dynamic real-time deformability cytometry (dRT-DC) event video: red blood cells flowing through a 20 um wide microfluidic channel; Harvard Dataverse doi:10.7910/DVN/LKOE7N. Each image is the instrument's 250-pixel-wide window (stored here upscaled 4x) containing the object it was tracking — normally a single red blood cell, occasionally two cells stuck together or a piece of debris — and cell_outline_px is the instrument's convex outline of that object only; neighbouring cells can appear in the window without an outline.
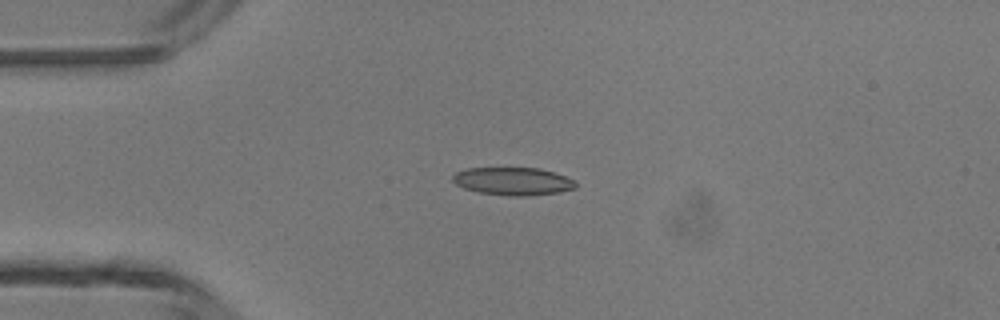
{"species": "common noctule bat (a hibernating species)", "species_latin": "Nyctalus noctula", "temperature_condition": "room temperature", "stored_images_in_passage": 5, "camera_frame_rate_fps": 3000, "um_per_image_px": 0.085, "animal": {"sex": "male", "body_mass_g": 13.3}, "frame": {"image": 1, "passage_image": 3, "time_ms": 3.333, "image_size_px": [1000, 320], "cell_outline_px": [[576, 188], [560, 192], [524, 196], [508, 196], [476, 192], [464, 188], [456, 184], [452, 180], [452, 176], [456, 172], [468, 168], [540, 168], [564, 176], [572, 180], [576, 184]], "centroid_in_image_um": [43.57, 15.41], "position_along_channel_um": 41.4, "area_um2": 19.88}}
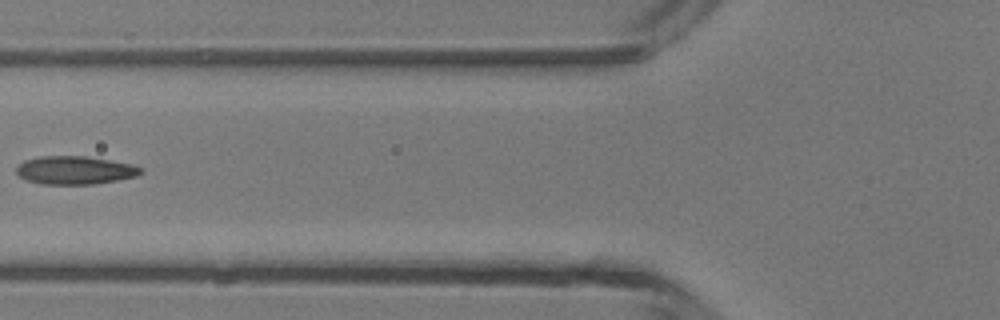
{"frame": {"image": 2, "passage_image": 5, "time_ms": 5.667, "image_size_px": [1000, 320], "cell_outline_px": [[144, 172], [136, 176], [116, 180], [92, 184], [44, 184], [24, 180], [16, 172], [16, 168], [24, 160], [40, 156], [84, 156], [132, 164], [144, 168]], "centroid_in_image_um": [6.37, 14.47], "position_along_channel_um": 119.4, "area_um2": 20.4}}